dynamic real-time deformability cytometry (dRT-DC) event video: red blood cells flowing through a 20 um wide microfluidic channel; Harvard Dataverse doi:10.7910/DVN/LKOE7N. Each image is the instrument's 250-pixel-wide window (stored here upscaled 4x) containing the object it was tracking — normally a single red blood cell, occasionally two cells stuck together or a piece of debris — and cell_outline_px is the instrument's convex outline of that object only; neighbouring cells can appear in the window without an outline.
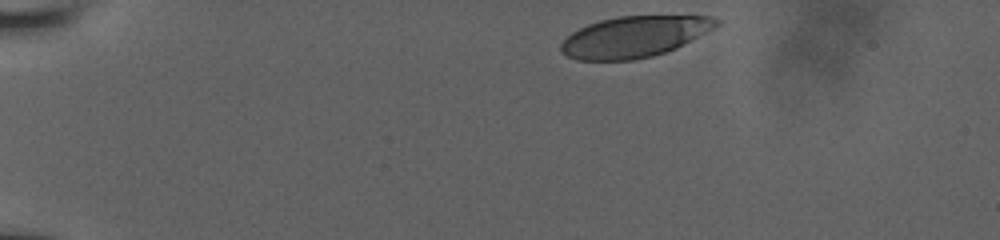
{"species": "human", "species_latin": "Homo sapiens", "temperature_condition": "room temperature", "stored_images_in_passage": 7, "camera_frame_rate_fps": 3000, "um_per_image_px": 0.085, "donor": {"sex": "male"}, "frame": {"image": 1, "passage_image": 1, "time_ms": 0.0, "image_size_px": [1000, 240], "cell_outline_px": [[720, 24], [676, 48], [652, 56], [632, 60], [576, 60], [568, 56], [560, 48], [560, 44], [572, 32], [588, 24], [600, 20], [620, 16], [708, 16], [720, 20]], "centroid_in_image_um": [53.9, 3.12], "position_along_channel_um": 31.1, "area_um2": 36.7}}
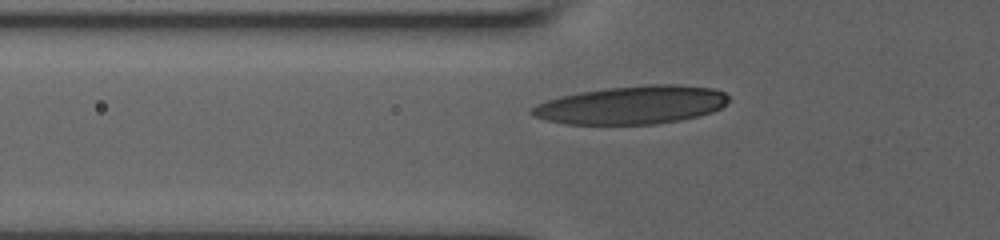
{"frame": {"image": 2, "passage_image": 6, "time_ms": 3.333, "image_size_px": [1000, 240], "cell_outline_px": [[728, 100], [720, 108], [712, 112], [680, 120], [656, 124], [564, 124], [532, 116], [528, 112], [536, 104], [560, 96], [580, 92], [608, 88], [648, 84], [676, 84], [712, 88], [724, 92], [728, 96]], "centroid_in_image_um": [53.68, 8.92], "position_along_channel_um": 72.1, "area_um2": 43.7}}